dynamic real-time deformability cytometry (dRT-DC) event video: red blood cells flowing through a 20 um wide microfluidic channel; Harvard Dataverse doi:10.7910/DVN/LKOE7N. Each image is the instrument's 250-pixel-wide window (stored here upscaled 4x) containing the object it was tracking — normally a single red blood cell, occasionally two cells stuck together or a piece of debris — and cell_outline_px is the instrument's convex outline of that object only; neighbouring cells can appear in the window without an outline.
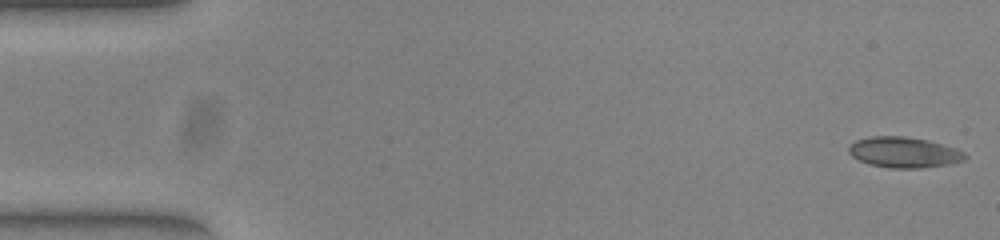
{"species": "common noctule bat (a hibernating species)", "species_latin": "Nyctalus noctula", "temperature_condition": "warm", "stored_images_in_passage": 52, "camera_frame_rate_fps": 3000, "um_per_image_px": 0.085, "animal": {"sex": "female", "body_mass_g": 23.0, "forearm_length_mm": 53.4}, "frame": {"image": 1, "passage_image": 1, "time_ms": 0.0, "image_size_px": [1000, 240], "cell_outline_px": [[968, 156], [964, 160], [948, 164], [920, 168], [888, 168], [868, 164], [852, 156], [848, 152], [848, 148], [856, 140], [872, 136], [904, 136], [928, 140], [956, 148], [964, 152]], "centroid_in_image_um": [76.84, 12.95], "position_along_channel_um": 8.2, "area_um2": 20.75}}
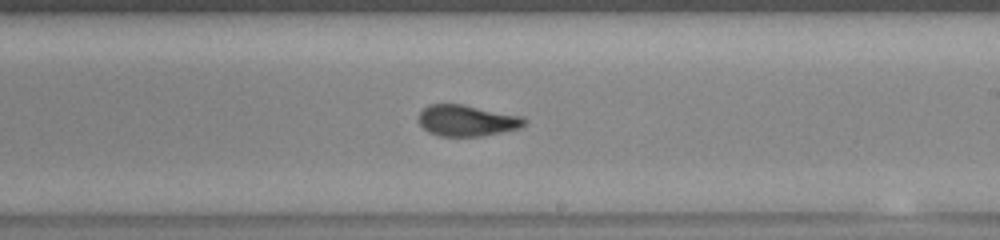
{"frame": {"image": 2, "passage_image": 30, "time_ms": 9.667, "image_size_px": [1000, 240], "cell_outline_px": [[528, 120], [520, 128], [480, 136], [440, 136], [428, 132], [420, 124], [420, 112], [428, 104], [460, 104], [520, 116]], "centroid_in_image_um": [39.67, 10.25], "position_along_channel_um": 249.3, "area_um2": 18.84}}
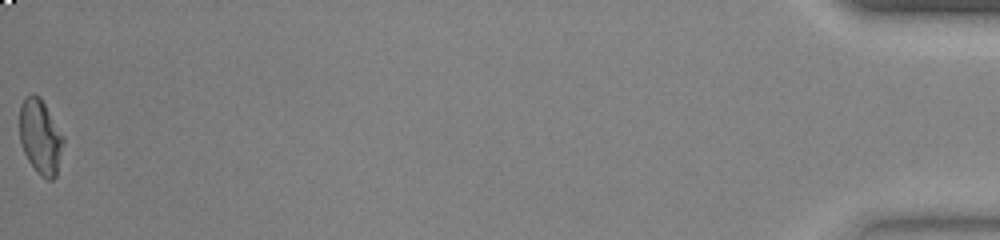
{"frame": {"image": 3, "passage_image": 52, "time_ms": 17.0, "image_size_px": [1000, 240], "cell_outline_px": [[64, 140], [56, 176], [52, 180], [48, 180], [40, 176], [36, 172], [28, 160], [24, 152], [20, 140], [20, 104], [32, 92], [40, 96], [64, 136]], "centroid_in_image_um": [3.43, 11.63], "position_along_channel_um": 431.8, "area_um2": 19.07}, "authors_computed_cell_mechanics": {"area_um2": 19.4786, "velocity_mm_per_s": 3.9156, "shape_relaxation_time_tau1_ms": 8.2727, "shape_relaxation_time_tau2_ms": 1.5406, "deformation_change_tau1": 0.2068, "deformation_change_tau2": 0.0525}}